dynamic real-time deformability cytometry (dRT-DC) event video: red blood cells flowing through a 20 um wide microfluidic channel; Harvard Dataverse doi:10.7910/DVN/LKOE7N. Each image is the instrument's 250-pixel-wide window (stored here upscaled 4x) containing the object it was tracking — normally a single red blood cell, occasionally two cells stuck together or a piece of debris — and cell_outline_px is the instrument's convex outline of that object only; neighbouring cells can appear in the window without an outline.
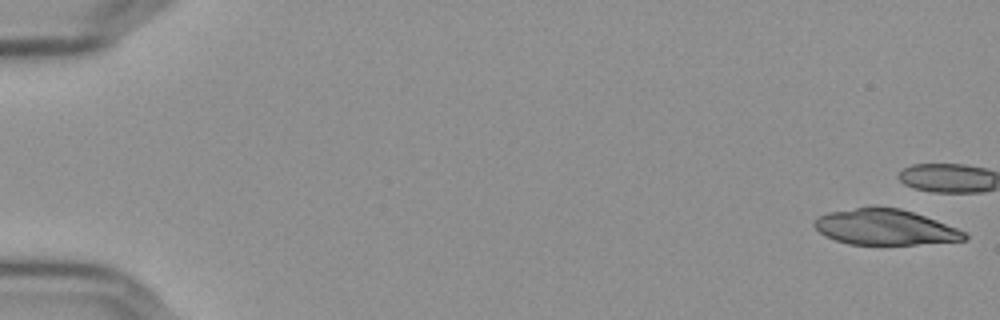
{"species": "Egyptian fruit bat (a non-hibernating species)", "species_latin": "Rousettus aegyptiacus", "temperature_condition": "cold", "stored_images_in_passage": 9, "camera_frame_rate_fps": 3000, "um_per_image_px": 0.085, "frame": {"image": 1, "passage_image": 1, "time_ms": 0.0, "image_size_px": [1000, 320], "cell_outline_px": [[968, 236], [964, 240], [916, 244], [848, 244], [824, 236], [812, 224], [820, 216], [828, 212], [856, 208], [900, 208], [936, 220], [956, 228], [964, 232]], "centroid_in_image_um": [75.2, 19.32], "position_along_channel_um": 9.8, "area_um2": 30.46}}